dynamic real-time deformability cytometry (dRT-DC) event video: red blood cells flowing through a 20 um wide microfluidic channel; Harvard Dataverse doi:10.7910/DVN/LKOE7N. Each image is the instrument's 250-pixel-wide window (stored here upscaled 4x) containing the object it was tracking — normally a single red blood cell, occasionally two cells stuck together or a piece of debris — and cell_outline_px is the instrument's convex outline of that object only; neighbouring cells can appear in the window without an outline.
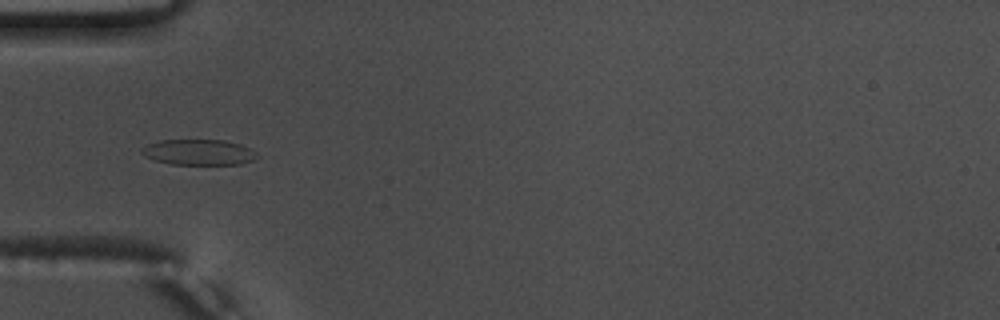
{"species": "common noctule bat (a hibernating species)", "species_latin": "Nyctalus noctula", "temperature_condition": "warm", "stored_images_in_passage": 40, "camera_frame_rate_fps": 3000, "um_per_image_px": 0.085, "animal": {"sex": "male", "body_mass_g": 17.5, "forearm_length_mm": 52.3}, "frame": {"image": 1, "passage_image": 4, "time_ms": 1.0, "image_size_px": [1000, 320], "cell_outline_px": [[260, 156], [252, 160], [240, 164], [172, 164], [156, 160], [144, 156], [140, 152], [140, 148], [148, 144], [160, 140], [224, 140], [240, 144], [256, 152]], "centroid_in_image_um": [16.88, 12.93], "position_along_channel_um": 68.1, "area_um2": 17.17}}
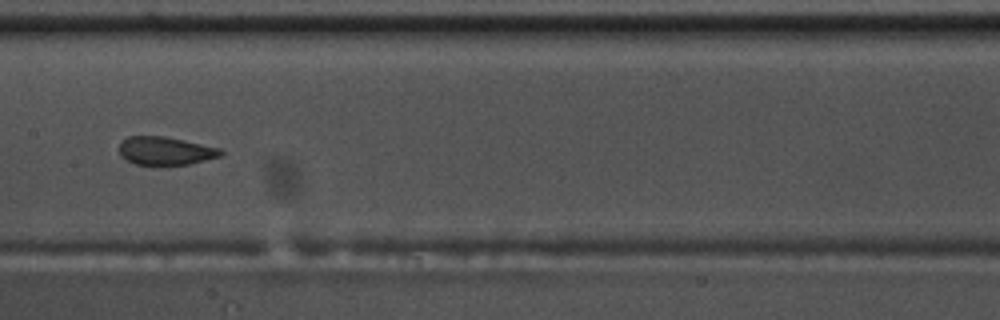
{"frame": {"image": 2, "passage_image": 14, "time_ms": 4.333, "image_size_px": [1000, 320], "cell_outline_px": [[224, 152], [220, 156], [188, 164], [136, 164], [120, 156], [120, 144], [128, 136], [164, 136], [184, 140], [220, 148]], "centroid_in_image_um": [14.07, 12.81], "position_along_channel_um": 193.3, "area_um2": 16.36}}
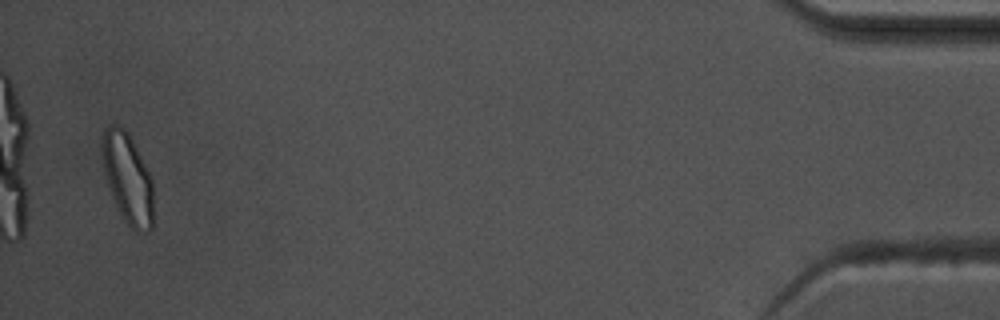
{"frame": {"image": 3, "passage_image": 39, "time_ms": 12.667, "image_size_px": [1000, 320], "cell_outline_px": [[152, 228], [148, 232], [136, 232], [124, 220], [112, 196], [108, 184], [104, 168], [100, 148], [100, 144], [104, 132], [108, 124], [116, 124], [124, 128], [128, 132], [152, 176]], "centroid_in_image_um": [10.85, 15.12], "position_along_channel_um": 424.3, "area_um2": 26.93}, "authors_computed_cell_mechanics": {"area_um2": 17.6001, "velocity_mm_per_s": 3.7894, "shape_relaxation_time_tau1_ms": 9.3603, "shape_relaxation_time_tau2_ms": 0.8403, "deformation_change_tau1": 0.1722, "deformation_change_tau2": 0.0552}}